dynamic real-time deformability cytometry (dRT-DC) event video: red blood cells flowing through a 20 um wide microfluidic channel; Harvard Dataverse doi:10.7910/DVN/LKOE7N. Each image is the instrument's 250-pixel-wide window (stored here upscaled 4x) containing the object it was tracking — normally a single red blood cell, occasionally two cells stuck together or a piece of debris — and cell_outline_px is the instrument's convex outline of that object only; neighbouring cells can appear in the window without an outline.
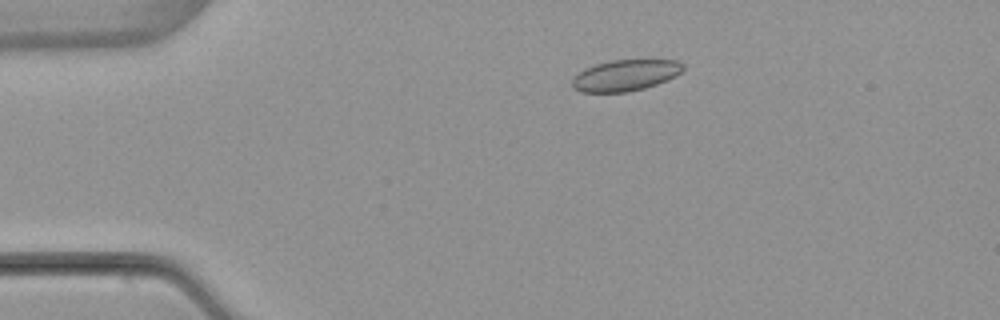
{"species": "common noctule bat (a hibernating species)", "species_latin": "Nyctalus noctula", "temperature_condition": "warm", "stored_images_in_passage": 4, "camera_frame_rate_fps": 3000, "um_per_image_px": 0.085, "animal": {"sex": "female", "body_mass_g": 22.7, "forearm_length_mm": 54.2}, "frame": {"image": 1, "passage_image": 3, "time_ms": 2.333, "image_size_px": [1000, 320], "cell_outline_px": [[684, 68], [676, 76], [668, 80], [644, 88], [628, 92], [580, 92], [572, 88], [572, 80], [584, 68], [596, 64], [612, 60], [680, 60], [684, 64]], "centroid_in_image_um": [53.17, 6.4], "position_along_channel_um": 31.8, "area_um2": 20.17}}